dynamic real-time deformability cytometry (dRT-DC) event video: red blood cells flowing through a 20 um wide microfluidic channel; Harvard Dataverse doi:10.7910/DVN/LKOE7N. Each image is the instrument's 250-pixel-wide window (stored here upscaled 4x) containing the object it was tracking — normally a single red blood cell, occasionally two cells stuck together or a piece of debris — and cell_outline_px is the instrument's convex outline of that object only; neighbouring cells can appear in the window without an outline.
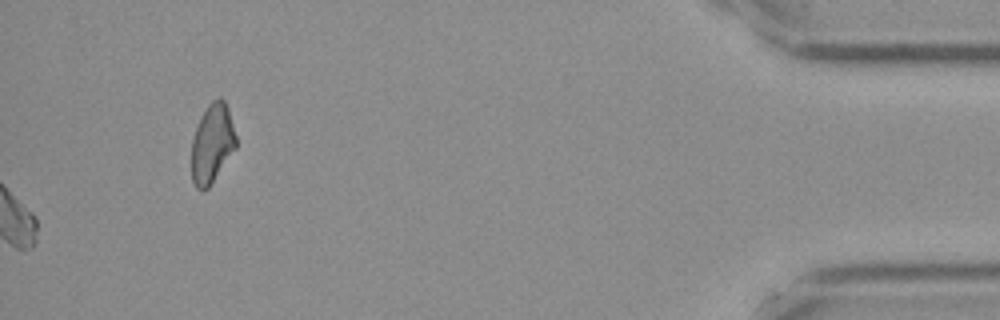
{"species": "Egyptian fruit bat (a non-hibernating species)", "species_latin": "Rousettus aegyptiacus", "temperature_condition": "cold", "stored_images_in_passage": 48, "camera_frame_rate_fps": 3000, "um_per_image_px": 0.085, "frame": {"image": 1, "passage_image": 48, "time_ms": 15.667, "image_size_px": [1000, 320], "cell_outline_px": [[236, 148], [208, 188], [200, 192], [196, 188], [192, 180], [192, 140], [200, 116], [208, 104], [212, 100], [220, 96], [224, 100], [228, 108], [236, 136]], "centroid_in_image_um": [18.03, 12.19], "position_along_channel_um": 417.2, "area_um2": 20.52}, "authors_computed_cell_mechanics": {"area_um2": 17.6579, "velocity_mm_per_s": 3.5771, "shape_relaxation_time_tau1_ms": 5.6468, "shape_relaxation_time_tau2_ms": null, "deformation_change_tau1": 0.143, "deformation_change_tau2": null}}